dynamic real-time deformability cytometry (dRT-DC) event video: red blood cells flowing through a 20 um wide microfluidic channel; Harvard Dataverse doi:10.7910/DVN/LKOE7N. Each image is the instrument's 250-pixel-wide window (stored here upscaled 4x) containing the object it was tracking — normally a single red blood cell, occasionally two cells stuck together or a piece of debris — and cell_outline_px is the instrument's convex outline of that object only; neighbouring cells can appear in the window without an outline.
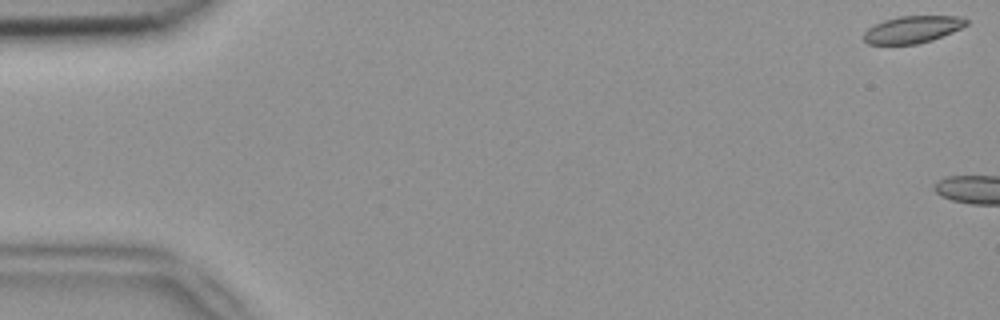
{"species": "common noctule bat (a hibernating species)", "species_latin": "Nyctalus noctula", "temperature_condition": "room temperature", "stored_images_in_passage": 6, "camera_frame_rate_fps": 3000, "um_per_image_px": 0.085, "animal": {"sex": "female", "body_mass_g": 18.4}, "frame": {"image": 1, "passage_image": 1, "time_ms": 0.0, "image_size_px": [1000, 320], "cell_outline_px": [[968, 24], [952, 32], [932, 40], [916, 44], [868, 44], [864, 40], [864, 32], [868, 28], [884, 20], [900, 16], [956, 16], [968, 20]], "centroid_in_image_um": [77.55, 2.5], "position_along_channel_um": 7.4, "area_um2": 16.01}}